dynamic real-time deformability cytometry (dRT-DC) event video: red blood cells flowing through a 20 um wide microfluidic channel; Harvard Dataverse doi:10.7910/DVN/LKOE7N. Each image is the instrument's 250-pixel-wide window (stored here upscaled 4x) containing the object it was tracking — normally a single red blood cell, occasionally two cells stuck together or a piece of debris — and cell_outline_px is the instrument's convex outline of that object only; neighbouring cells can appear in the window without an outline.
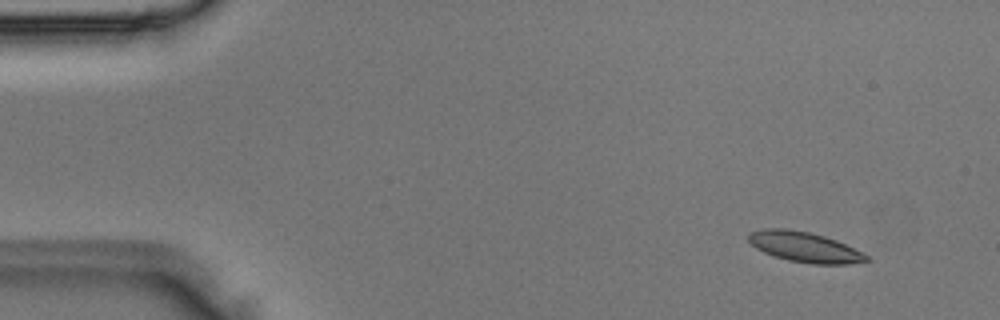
{"species": "Egyptian fruit bat (a non-hibernating species)", "species_latin": "Rousettus aegyptiacus", "temperature_condition": "room temperature", "stored_images_in_passage": 4, "camera_frame_rate_fps": 3000, "um_per_image_px": 0.085, "animal": {"sex": "male"}, "frame": {"image": 1, "passage_image": 1, "time_ms": 0.0, "image_size_px": [1000, 320], "cell_outline_px": [[872, 260], [848, 264], [812, 264], [788, 260], [764, 252], [756, 248], [748, 240], [748, 236], [752, 232], [764, 228], [788, 228], [808, 232], [824, 236], [836, 240], [868, 256]], "centroid_in_image_um": [68.39, 20.99], "position_along_channel_um": 16.6, "area_um2": 20.52}}
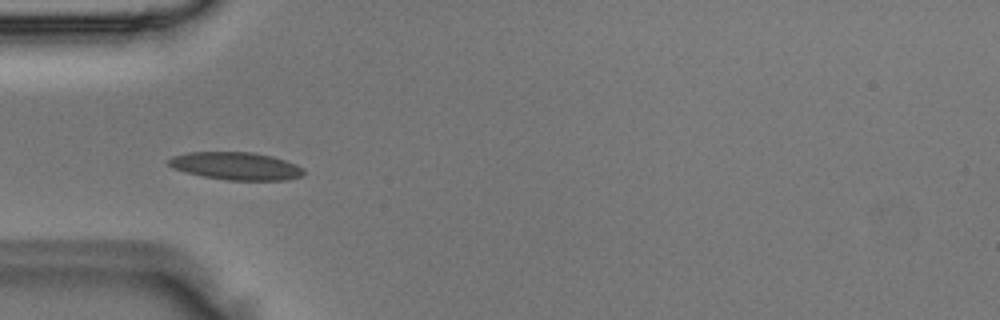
{"frame": {"image": 2, "passage_image": 4, "time_ms": 1.0, "image_size_px": [1000, 320], "cell_outline_px": [[304, 176], [288, 180], [228, 180], [204, 176], [172, 168], [168, 164], [168, 160], [172, 156], [188, 152], [252, 152], [272, 156], [296, 164], [304, 168]], "centroid_in_image_um": [20.1, 14.11], "position_along_channel_um": 64.9, "area_um2": 21.79}}